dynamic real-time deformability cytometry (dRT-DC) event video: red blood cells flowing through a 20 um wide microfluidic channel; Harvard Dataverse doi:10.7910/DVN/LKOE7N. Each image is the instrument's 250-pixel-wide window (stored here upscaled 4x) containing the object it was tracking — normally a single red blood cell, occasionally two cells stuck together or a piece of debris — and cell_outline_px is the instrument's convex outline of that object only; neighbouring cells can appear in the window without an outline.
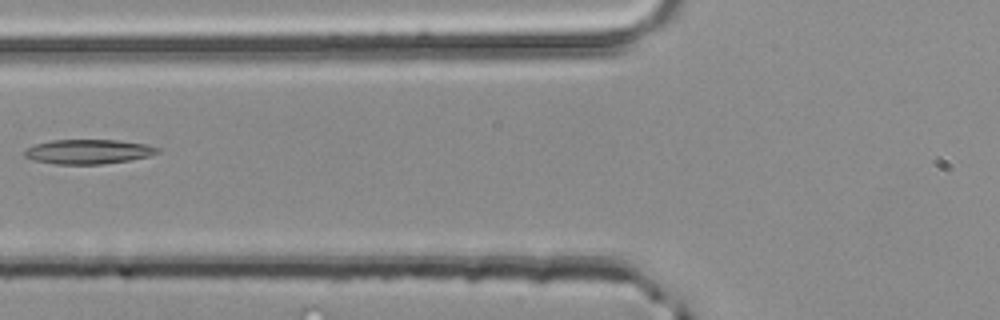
{"species": "common noctule bat (a hibernating species)", "species_latin": "Nyctalus noctula", "temperature_condition": "room temperature", "stored_images_in_passage": 4, "camera_frame_rate_fps": 3000, "um_per_image_px": 0.085, "animal": {"sex": "male", "body_mass_g": 20.4}, "frame": {"image": 1, "passage_image": 4, "time_ms": 1.0, "image_size_px": [1000, 320], "cell_outline_px": [[160, 152], [148, 156], [128, 160], [100, 164], [56, 164], [36, 160], [24, 156], [24, 152], [28, 148], [36, 144], [52, 140], [116, 140], [144, 144], [160, 148]], "centroid_in_image_um": [7.52, 12.88], "position_along_channel_um": 118.3, "area_um2": 18.67}}